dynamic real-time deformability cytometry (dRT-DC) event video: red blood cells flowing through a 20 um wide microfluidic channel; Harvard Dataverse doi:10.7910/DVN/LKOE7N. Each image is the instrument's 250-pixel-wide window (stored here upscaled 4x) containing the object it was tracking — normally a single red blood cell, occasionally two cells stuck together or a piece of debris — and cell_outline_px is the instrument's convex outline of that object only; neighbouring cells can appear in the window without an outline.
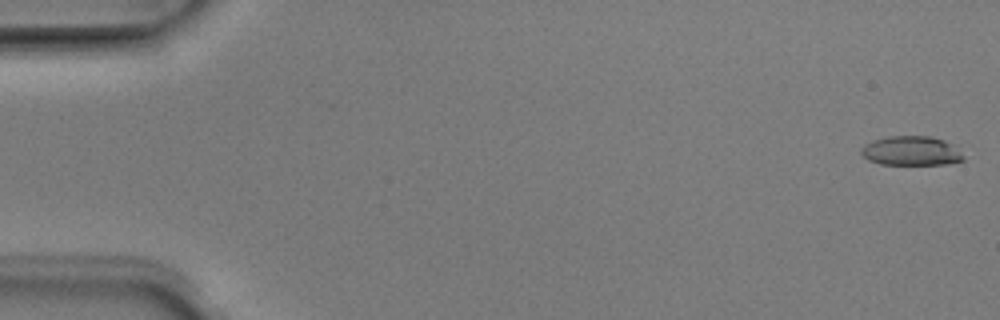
{"species": "Egyptian fruit bat (a non-hibernating species)", "species_latin": "Rousettus aegyptiacus", "temperature_condition": "room temperature", "stored_images_in_passage": 4, "camera_frame_rate_fps": 3000, "um_per_image_px": 0.085, "animal": {"sex": "male"}, "frame": {"image": 1, "passage_image": 1, "time_ms": 0.0, "image_size_px": [1000, 320], "cell_outline_px": [[964, 160], [948, 164], [880, 164], [868, 160], [860, 152], [860, 148], [864, 144], [872, 140], [888, 136], [932, 136], [944, 140], [952, 144], [964, 156]], "centroid_in_image_um": [77.43, 12.82], "position_along_channel_um": 7.6, "area_um2": 17.57}}